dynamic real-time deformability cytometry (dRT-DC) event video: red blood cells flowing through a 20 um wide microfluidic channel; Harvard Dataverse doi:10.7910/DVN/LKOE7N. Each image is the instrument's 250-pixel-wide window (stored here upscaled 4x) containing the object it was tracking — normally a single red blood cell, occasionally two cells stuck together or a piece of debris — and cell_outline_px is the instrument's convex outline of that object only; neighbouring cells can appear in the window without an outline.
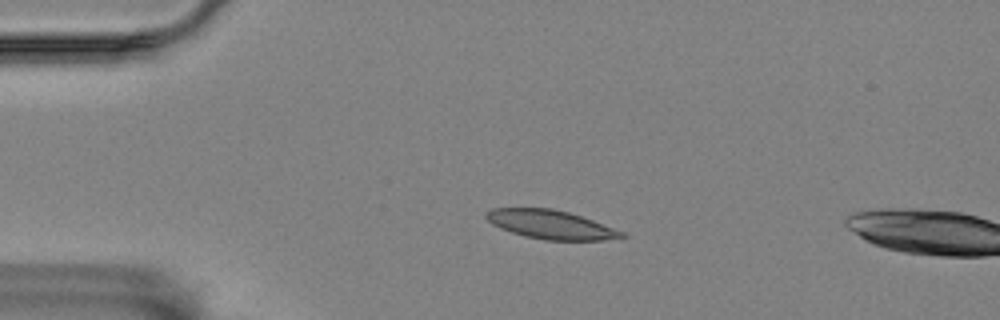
{"species": "Egyptian fruit bat (a non-hibernating species)", "species_latin": "Rousettus aegyptiacus", "temperature_condition": "room temperature", "stored_images_in_passage": 46, "camera_frame_rate_fps": 3000, "um_per_image_px": 0.085, "animal": {"sex": "female"}, "frame": {"image": 1, "passage_image": 1, "time_ms": 0.0, "image_size_px": [1000, 320], "cell_outline_px": [[628, 236], [620, 240], [544, 240], [524, 236], [500, 228], [492, 224], [484, 216], [484, 212], [492, 208], [552, 208], [568, 212], [592, 220], [624, 232]], "centroid_in_image_um": [46.83, 19.1], "position_along_channel_um": 38.2, "area_um2": 22.89}}
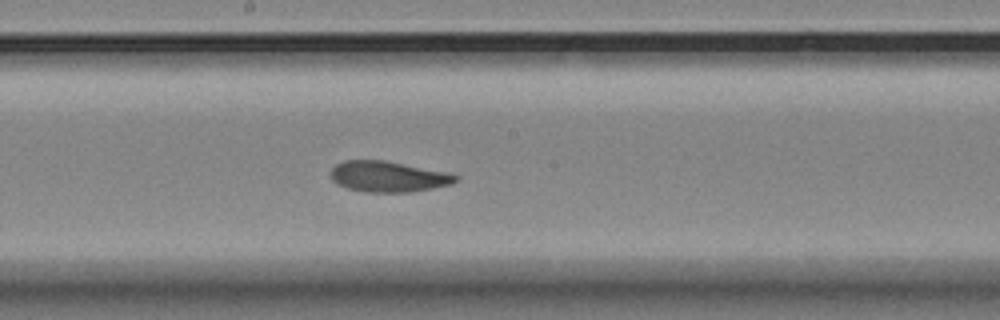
{"frame": {"image": 2, "passage_image": 19, "time_ms": 6.0, "image_size_px": [1000, 320], "cell_outline_px": [[460, 176], [452, 184], [412, 192], [364, 192], [348, 188], [336, 184], [332, 180], [328, 172], [336, 164], [344, 160], [384, 160], [444, 172]], "centroid_in_image_um": [32.93, 15.01], "position_along_channel_um": 215.3, "area_um2": 22.37}}
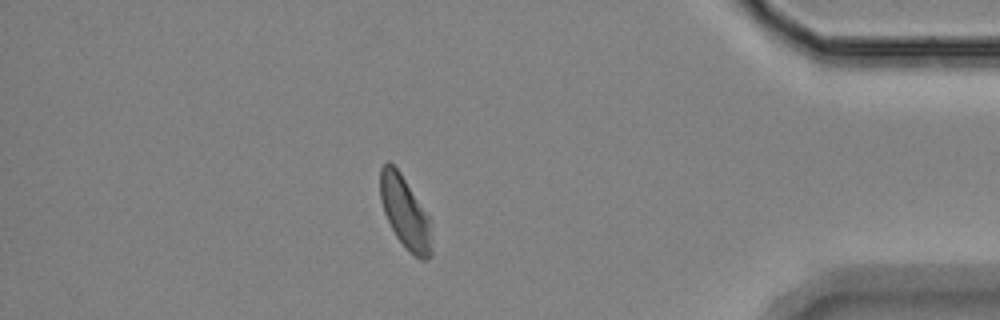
{"frame": {"image": 3, "passage_image": 38, "time_ms": 12.333, "image_size_px": [1000, 320], "cell_outline_px": [[432, 256], [428, 260], [420, 260], [396, 236], [384, 212], [380, 200], [380, 168], [388, 160], [400, 172], [428, 216], [432, 248]], "centroid_in_image_um": [34.42, 18.05], "position_along_channel_um": 400.8, "area_um2": 21.04}, "authors_computed_cell_mechanics": {"area_um2": 22.6287, "velocity_mm_per_s": 3.4939, "shape_relaxation_time_tau1_ms": 5.5724, "shape_relaxation_time_tau2_ms": null, "deformation_change_tau1": 0.1531, "deformation_change_tau2": null}}